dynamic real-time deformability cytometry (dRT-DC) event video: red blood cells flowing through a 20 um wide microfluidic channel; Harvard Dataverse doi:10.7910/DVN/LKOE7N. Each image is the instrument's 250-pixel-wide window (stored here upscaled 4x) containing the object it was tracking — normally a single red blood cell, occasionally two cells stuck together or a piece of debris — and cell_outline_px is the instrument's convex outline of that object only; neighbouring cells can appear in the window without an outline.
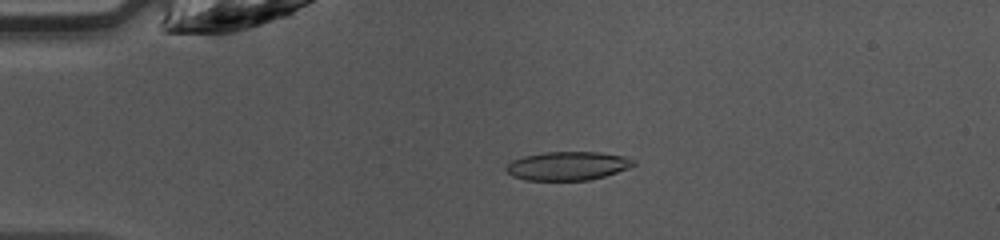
{"species": "common noctule bat (a hibernating species)", "species_latin": "Nyctalus noctula", "temperature_condition": "warm", "stored_images_in_passage": 38, "camera_frame_rate_fps": 3000, "um_per_image_px": 0.085, "animal": {"sex": "female", "body_mass_g": 10.0, "forearm_length_mm": 53.1}, "frame": {"image": 1, "passage_image": 2, "time_ms": 0.333, "image_size_px": [1000, 240], "cell_outline_px": [[636, 164], [628, 168], [604, 176], [588, 180], [524, 180], [512, 176], [504, 168], [512, 160], [524, 156], [544, 152], [600, 152], [624, 156], [636, 160]], "centroid_in_image_um": [48.25, 14.09], "position_along_channel_um": 36.8, "area_um2": 21.27}}
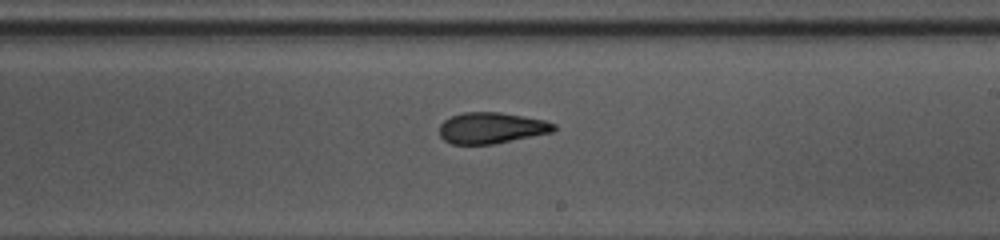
{"frame": {"image": 2, "passage_image": 19, "time_ms": 6.0, "image_size_px": [1000, 240], "cell_outline_px": [[556, 128], [552, 132], [492, 144], [452, 144], [444, 140], [440, 136], [440, 124], [444, 120], [452, 116], [464, 112], [500, 112], [544, 120], [556, 124]], "centroid_in_image_um": [41.75, 10.87], "position_along_channel_um": 247.2, "area_um2": 20.58}}
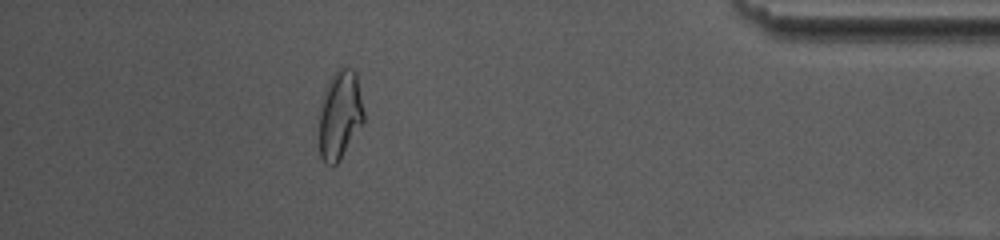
{"frame": {"image": 3, "passage_image": 33, "time_ms": 10.667, "image_size_px": [1000, 240], "cell_outline_px": [[364, 120], [340, 160], [332, 168], [324, 164], [320, 156], [316, 116], [328, 80], [336, 68], [352, 68], [356, 72], [364, 112]], "centroid_in_image_um": [28.82, 9.8], "position_along_channel_um": 406.4, "area_um2": 23.93}, "authors_computed_cell_mechanics": {"area_um2": 21.7039, "velocity_mm_per_s": 4.2809, "shape_relaxation_time_tau1_ms": 7.6803, "shape_relaxation_time_tau2_ms": 1.9473, "deformation_change_tau1": 0.202, "deformation_change_tau2": 0.086}}